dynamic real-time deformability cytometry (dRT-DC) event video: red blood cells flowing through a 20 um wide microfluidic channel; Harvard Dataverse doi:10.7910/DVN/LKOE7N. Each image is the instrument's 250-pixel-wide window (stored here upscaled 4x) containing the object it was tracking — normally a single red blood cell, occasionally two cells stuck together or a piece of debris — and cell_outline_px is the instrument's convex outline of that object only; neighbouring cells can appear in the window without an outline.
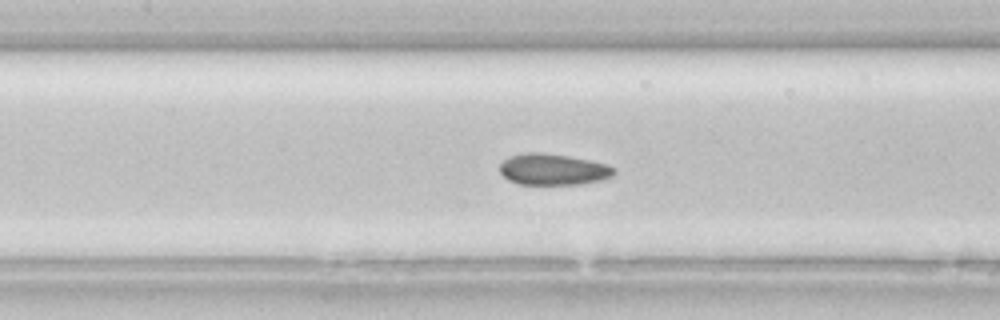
{"species": "common noctule bat (a hibernating species)", "species_latin": "Nyctalus noctula", "temperature_condition": "room temperature", "stored_images_in_passage": 46, "camera_frame_rate_fps": 3000, "um_per_image_px": 0.085, "animal": {"sex": "female", "body_mass_g": 22.7, "forearm_length_mm": 54.2}, "frame": {"image": 1, "passage_image": 20, "time_ms": 6.333, "image_size_px": [1000, 320], "cell_outline_px": [[616, 172], [612, 176], [600, 180], [580, 184], [520, 184], [508, 180], [500, 172], [500, 164], [508, 156], [524, 152], [540, 152], [568, 156], [608, 164], [616, 168]], "centroid_in_image_um": [47.01, 14.39], "position_along_channel_um": 160.4, "area_um2": 20.87}}